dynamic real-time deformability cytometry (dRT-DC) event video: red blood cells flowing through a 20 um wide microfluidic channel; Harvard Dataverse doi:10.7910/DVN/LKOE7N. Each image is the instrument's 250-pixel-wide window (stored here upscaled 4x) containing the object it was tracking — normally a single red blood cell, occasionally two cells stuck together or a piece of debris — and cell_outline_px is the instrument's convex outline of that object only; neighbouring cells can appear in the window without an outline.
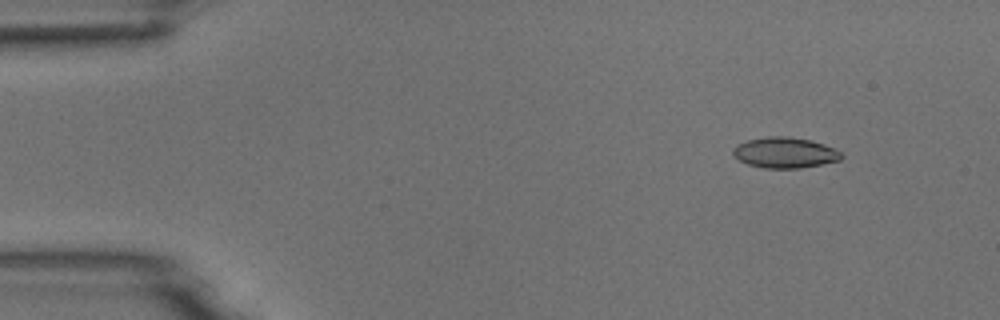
{"species": "common noctule bat (a hibernating species)", "species_latin": "Nyctalus noctula", "temperature_condition": "room temperature", "stored_images_in_passage": 5, "camera_frame_rate_fps": 3000, "um_per_image_px": 0.085, "animal": {"sex": "male", "body_mass_g": 18.8}, "frame": {"image": 1, "passage_image": 2, "time_ms": 1.0, "image_size_px": [1000, 320], "cell_outline_px": [[844, 156], [840, 160], [800, 168], [764, 168], [748, 164], [732, 156], [732, 148], [736, 144], [748, 140], [768, 136], [788, 136], [812, 140], [824, 144], [840, 152]], "centroid_in_image_um": [66.68, 12.97], "position_along_channel_um": 18.3, "area_um2": 19.42}}
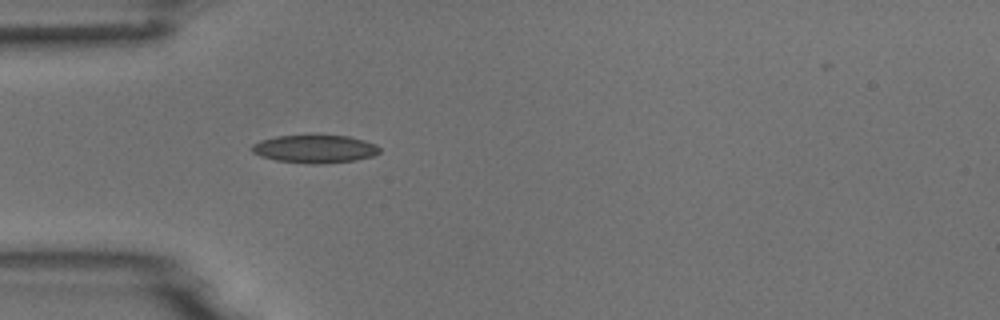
{"frame": {"image": 2, "passage_image": 5, "time_ms": 4.333, "image_size_px": [1000, 320], "cell_outline_px": [[380, 152], [372, 156], [356, 160], [324, 164], [308, 164], [276, 160], [260, 156], [252, 152], [248, 148], [252, 144], [260, 140], [276, 136], [348, 136], [364, 140], [376, 144], [380, 148]], "centroid_in_image_um": [26.73, 12.67], "position_along_channel_um": 58.3, "area_um2": 20.92}}